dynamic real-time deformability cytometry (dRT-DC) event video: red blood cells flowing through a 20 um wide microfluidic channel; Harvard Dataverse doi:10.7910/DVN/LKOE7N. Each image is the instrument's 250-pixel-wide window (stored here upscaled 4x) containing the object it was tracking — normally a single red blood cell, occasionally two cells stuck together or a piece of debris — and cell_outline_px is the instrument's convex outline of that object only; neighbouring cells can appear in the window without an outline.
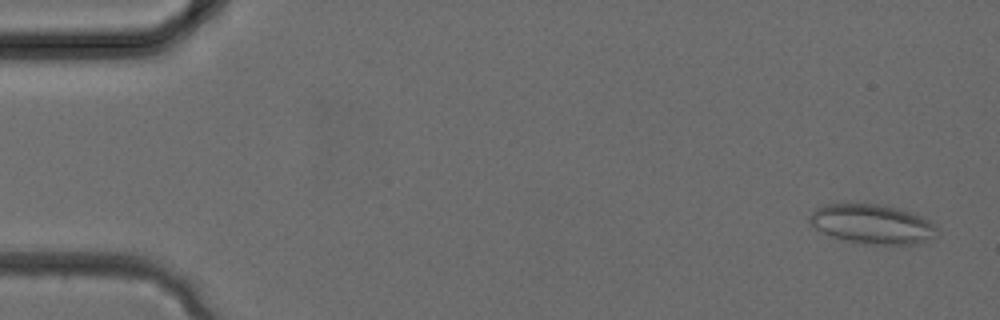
{"species": "common noctule bat (a hibernating species)", "species_latin": "Nyctalus noctula", "temperature_condition": "cold", "stored_images_in_passage": 32, "camera_frame_rate_fps": 3000, "um_per_image_px": 0.085, "animal": {"sex": "female", "body_mass_g": 24.6, "forearm_length_mm": 56.2}, "frame": {"image": 1, "passage_image": 1, "time_ms": 0.0, "image_size_px": [1000, 320], "cell_outline_px": [[936, 228], [932, 236], [916, 244], [860, 244], [844, 240], [832, 236], [816, 228], [808, 220], [808, 216], [816, 208], [828, 204], [876, 204], [900, 208], [920, 216], [936, 224]], "centroid_in_image_um": [74.1, 19.04], "position_along_channel_um": 10.9, "area_um2": 28.9}}
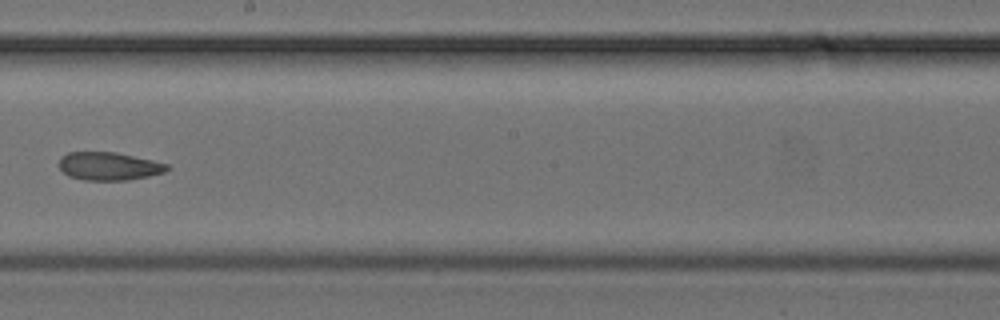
{"frame": {"image": 2, "passage_image": 18, "time_ms": 5.667, "image_size_px": [1000, 320], "cell_outline_px": [[172, 168], [164, 172], [148, 176], [128, 180], [84, 180], [68, 176], [60, 168], [60, 156], [68, 152], [116, 152], [152, 160], [168, 164]], "centroid_in_image_um": [9.26, 14.12], "position_along_channel_um": 238.9, "area_um2": 17.69}}
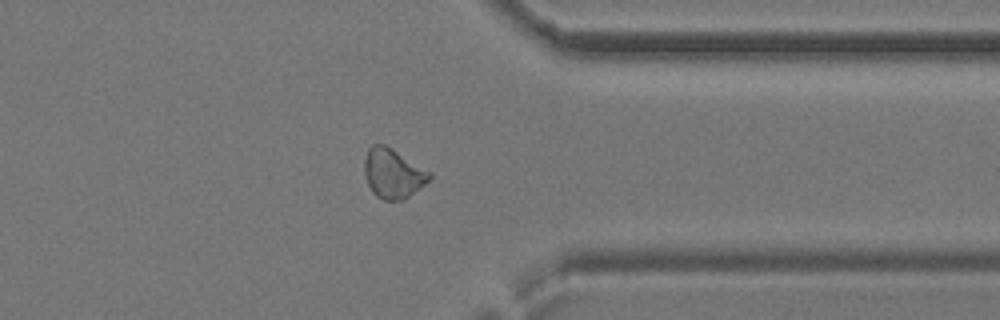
{"frame": {"image": 3, "passage_image": 25, "time_ms": 8.0, "image_size_px": [1000, 320], "cell_outline_px": [[432, 176], [424, 184], [404, 200], [384, 200], [376, 196], [372, 192], [364, 176], [364, 160], [368, 148], [372, 144], [384, 144], [392, 148], [432, 172]], "centroid_in_image_um": [33.39, 14.73], "position_along_channel_um": 378.0, "area_um2": 18.9}}